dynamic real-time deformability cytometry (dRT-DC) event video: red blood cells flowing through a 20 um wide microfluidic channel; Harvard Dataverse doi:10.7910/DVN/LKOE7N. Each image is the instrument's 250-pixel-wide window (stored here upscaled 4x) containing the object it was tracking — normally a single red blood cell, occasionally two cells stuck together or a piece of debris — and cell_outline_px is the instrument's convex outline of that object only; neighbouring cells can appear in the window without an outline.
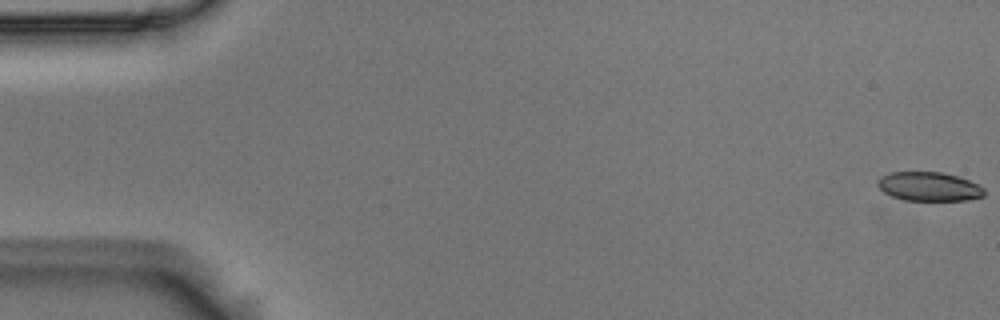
{"species": "Egyptian fruit bat (a non-hibernating species)", "species_latin": "Rousettus aegyptiacus", "temperature_condition": "room temperature", "stored_images_in_passage": 57, "camera_frame_rate_fps": 3000, "um_per_image_px": 0.085, "animal": {"sex": "male"}, "frame": {"image": 1, "passage_image": 1, "time_ms": 0.0, "image_size_px": [1000, 320], "cell_outline_px": [[984, 196], [968, 200], [904, 200], [892, 196], [884, 192], [876, 184], [876, 180], [880, 176], [888, 172], [940, 172], [956, 176], [968, 180], [984, 188]], "centroid_in_image_um": [78.92, 15.85], "position_along_channel_um": 6.1, "area_um2": 17.98}}
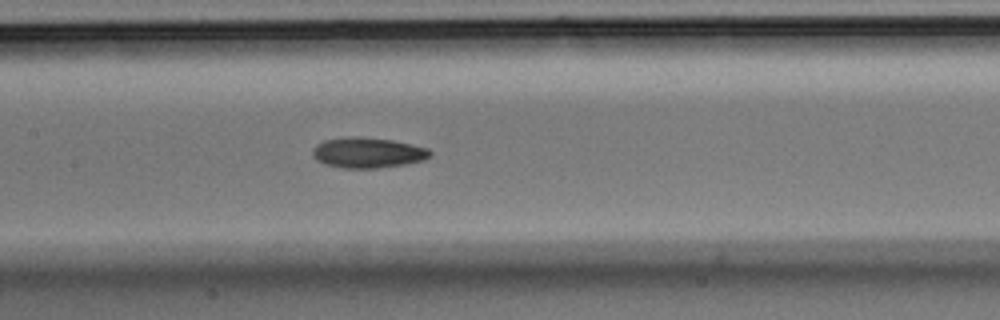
{"frame": {"image": 2, "passage_image": 27, "time_ms": 8.667, "image_size_px": [1000, 320], "cell_outline_px": [[432, 156], [424, 160], [404, 164], [376, 168], [340, 168], [324, 164], [316, 160], [312, 156], [312, 148], [316, 144], [324, 140], [352, 136], [392, 140], [412, 144], [428, 148], [432, 152]], "centroid_in_image_um": [31.24, 12.98], "position_along_channel_um": 176.2, "area_um2": 20.98}}
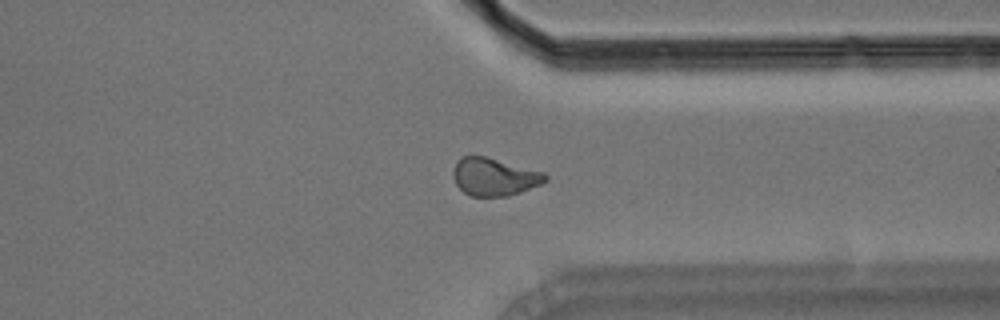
{"frame": {"image": 3, "passage_image": 43, "time_ms": 14.0, "image_size_px": [1000, 320], "cell_outline_px": [[548, 180], [540, 184], [520, 192], [508, 196], [472, 196], [464, 192], [456, 184], [452, 176], [452, 172], [456, 160], [460, 156], [484, 156], [544, 172], [548, 176]], "centroid_in_image_um": [41.99, 15.02], "position_along_channel_um": 369.4, "area_um2": 20.23}, "authors_computed_cell_mechanics": {"area_um2": 20.3456, "velocity_mm_per_s": 3.6415, "shape_relaxation_time_tau1_ms": 5.5726, "shape_relaxation_time_tau2_ms": 5.3825, "deformation_change_tau1": 0.1134, "deformation_change_tau2": 0.1107}}